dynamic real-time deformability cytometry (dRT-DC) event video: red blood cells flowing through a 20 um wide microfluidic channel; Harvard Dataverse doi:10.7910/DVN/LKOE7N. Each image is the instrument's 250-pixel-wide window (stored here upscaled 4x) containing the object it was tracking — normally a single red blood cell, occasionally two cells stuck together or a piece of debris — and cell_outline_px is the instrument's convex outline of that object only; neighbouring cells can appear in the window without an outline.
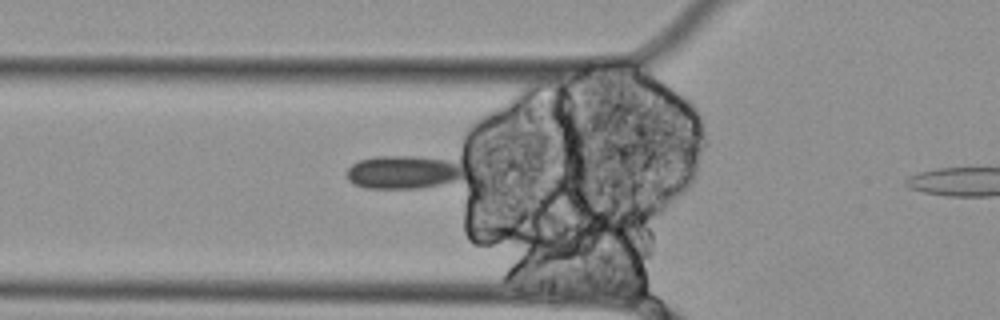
{"species": "Egyptian fruit bat (a non-hibernating species)", "species_latin": "Rousettus aegyptiacus", "temperature_condition": "cold", "stored_images_in_passage": 8, "camera_frame_rate_fps": 3000, "um_per_image_px": 0.085, "animal": {"sex": "female"}, "frame": {"image": 1, "passage_image": 3, "time_ms": 0.667, "image_size_px": [1000, 320], "cell_outline_px": [[460, 180], [420, 188], [368, 188], [352, 184], [348, 180], [348, 168], [352, 164], [360, 160], [376, 156], [416, 156], [448, 160], [456, 164], [460, 168]], "centroid_in_image_um": [34.2, 14.64], "position_along_channel_um": 91.6, "area_um2": 22.37}}
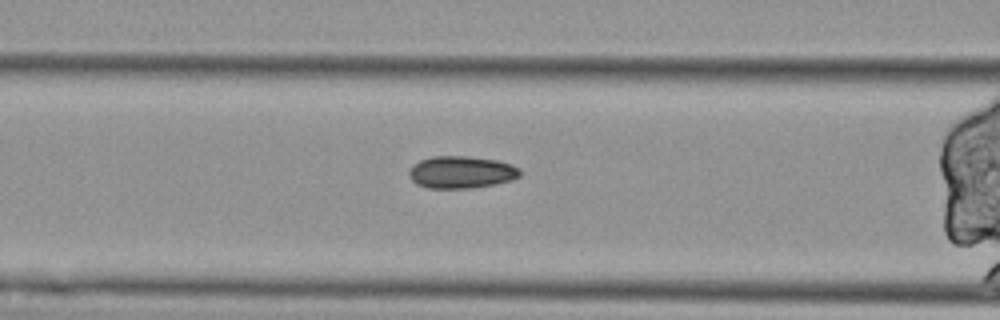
{"frame": {"image": 2, "passage_image": 6, "time_ms": 1.667, "image_size_px": [1000, 320], "cell_outline_px": [[520, 176], [512, 180], [492, 184], [468, 188], [428, 188], [416, 184], [408, 176], [408, 172], [412, 164], [420, 160], [432, 156], [468, 156], [496, 160], [512, 164], [520, 168]], "centroid_in_image_um": [39.18, 14.62], "position_along_channel_um": 127.4, "area_um2": 20.92}}